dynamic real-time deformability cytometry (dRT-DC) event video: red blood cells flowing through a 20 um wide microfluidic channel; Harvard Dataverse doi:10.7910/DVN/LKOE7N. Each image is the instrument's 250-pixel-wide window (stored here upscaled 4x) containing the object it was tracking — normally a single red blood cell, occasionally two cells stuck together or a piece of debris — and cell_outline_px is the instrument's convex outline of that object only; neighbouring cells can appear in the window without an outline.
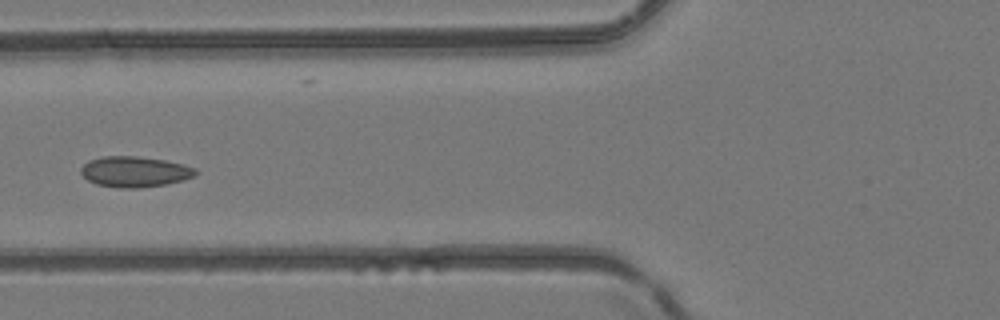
{"species": "common noctule bat (a hibernating species)", "species_latin": "Nyctalus noctula", "temperature_condition": "room temperature", "stored_images_in_passage": 5, "camera_frame_rate_fps": 3000, "um_per_image_px": 0.085, "animal": {"sex": "female", "body_mass_g": 24.6, "forearm_length_mm": 56.2}, "frame": {"image": 1, "passage_image": 5, "time_ms": 5.333, "image_size_px": [1000, 320], "cell_outline_px": [[200, 172], [196, 176], [168, 184], [136, 188], [120, 188], [96, 184], [88, 180], [80, 172], [80, 168], [88, 160], [104, 156], [136, 156], [164, 160], [184, 164], [196, 168]], "centroid_in_image_um": [11.48, 14.59], "position_along_channel_um": 114.3, "area_um2": 20.63}}